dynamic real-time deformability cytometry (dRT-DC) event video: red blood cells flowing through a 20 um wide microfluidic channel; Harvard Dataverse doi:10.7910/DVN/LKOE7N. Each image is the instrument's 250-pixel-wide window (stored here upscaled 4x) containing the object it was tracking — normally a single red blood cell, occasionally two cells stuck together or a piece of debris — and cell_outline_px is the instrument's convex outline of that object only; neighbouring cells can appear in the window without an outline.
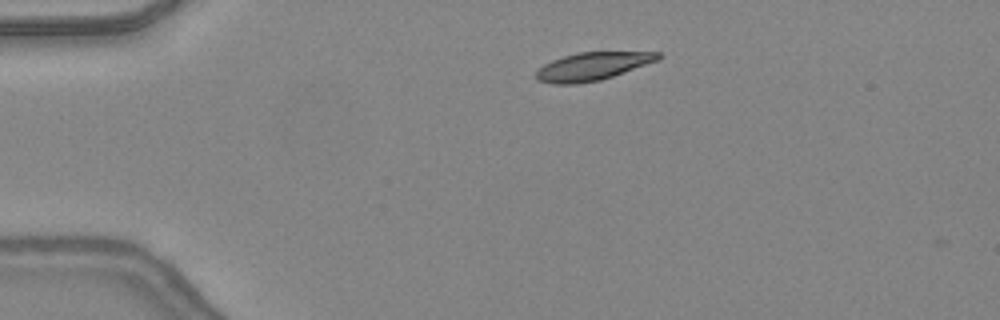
{"species": "common noctule bat (a hibernating species)", "species_latin": "Nyctalus noctula", "temperature_condition": "warm", "stored_images_in_passage": 3, "camera_frame_rate_fps": 3000, "um_per_image_px": 0.085, "animal": {"sex": "female", "body_mass_g": 24.6, "forearm_length_mm": 56.2}, "frame": {"image": 1, "passage_image": 1, "time_ms": 0.0, "image_size_px": [1000, 320], "cell_outline_px": [[664, 56], [660, 60], [600, 80], [576, 84], [552, 84], [536, 80], [536, 72], [544, 64], [552, 60], [576, 52], [660, 52]], "centroid_in_image_um": [50.38, 5.63], "position_along_channel_um": 34.6, "area_um2": 19.94}}